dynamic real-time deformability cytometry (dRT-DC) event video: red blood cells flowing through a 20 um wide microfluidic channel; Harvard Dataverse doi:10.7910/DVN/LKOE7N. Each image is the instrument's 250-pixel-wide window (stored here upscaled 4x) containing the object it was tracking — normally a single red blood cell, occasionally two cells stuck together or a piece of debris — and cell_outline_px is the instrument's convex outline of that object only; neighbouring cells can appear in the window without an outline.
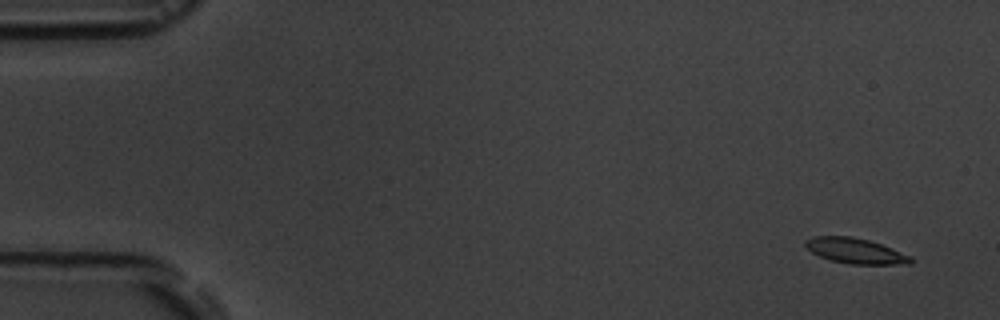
{"species": "common noctule bat (a hibernating species)", "species_latin": "Nyctalus noctula", "temperature_condition": "room temperature", "stored_images_in_passage": 5, "camera_frame_rate_fps": 3000, "um_per_image_px": 0.085, "animal": {"sex": "male", "body_mass_g": 19.5, "forearm_length_mm": 54.6}, "frame": {"image": 1, "passage_image": 1, "time_ms": 0.0, "image_size_px": [1000, 320], "cell_outline_px": [[916, 260], [912, 264], [848, 264], [832, 260], [820, 256], [812, 252], [804, 244], [804, 240], [812, 236], [852, 236], [868, 240], [892, 248], [912, 256]], "centroid_in_image_um": [72.75, 21.32], "position_along_channel_um": 12.2, "area_um2": 15.66}}
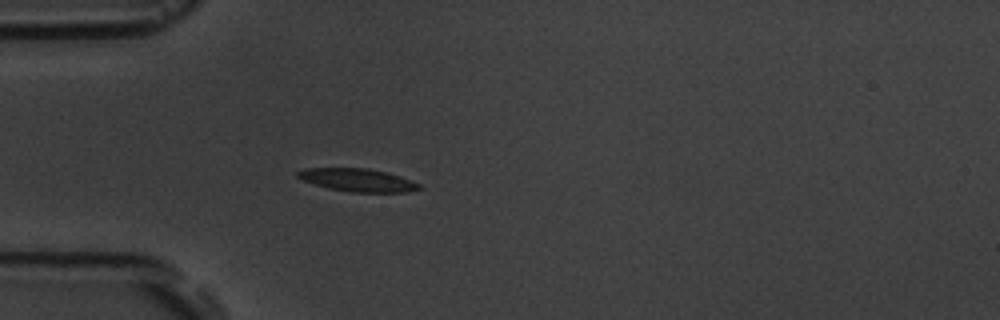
{"frame": {"image": 2, "passage_image": 5, "time_ms": 4.333, "image_size_px": [1000, 320], "cell_outline_px": [[424, 188], [408, 192], [352, 192], [328, 188], [300, 180], [296, 176], [296, 172], [304, 168], [368, 168], [400, 176], [420, 184]], "centroid_in_image_um": [30.38, 15.3], "position_along_channel_um": 54.6, "area_um2": 16.3}}